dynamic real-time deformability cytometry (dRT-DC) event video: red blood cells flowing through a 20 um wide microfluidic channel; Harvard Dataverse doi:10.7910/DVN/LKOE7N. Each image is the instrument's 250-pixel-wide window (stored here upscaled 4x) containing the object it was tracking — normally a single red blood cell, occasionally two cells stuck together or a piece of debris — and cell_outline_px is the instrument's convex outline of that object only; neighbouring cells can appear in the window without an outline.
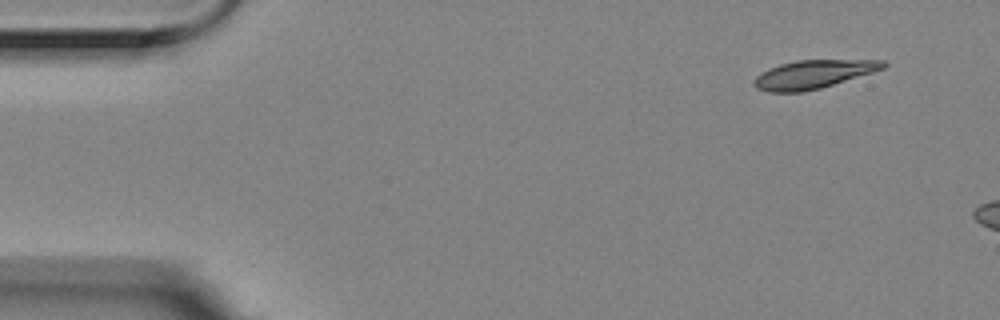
{"species": "Egyptian fruit bat (a non-hibernating species)", "species_latin": "Rousettus aegyptiacus", "temperature_condition": "room temperature", "stored_images_in_passage": 3, "camera_frame_rate_fps": 3000, "um_per_image_px": 0.085, "animal": {"sex": "female"}, "frame": {"image": 1, "passage_image": 1, "time_ms": 0.0, "image_size_px": [1000, 320], "cell_outline_px": [[888, 64], [884, 68], [872, 72], [820, 88], [804, 92], [768, 92], [756, 88], [752, 84], [752, 80], [760, 72], [768, 68], [780, 64], [796, 60], [884, 60]], "centroid_in_image_um": [69.06, 6.32], "position_along_channel_um": 15.9, "area_um2": 21.39}}